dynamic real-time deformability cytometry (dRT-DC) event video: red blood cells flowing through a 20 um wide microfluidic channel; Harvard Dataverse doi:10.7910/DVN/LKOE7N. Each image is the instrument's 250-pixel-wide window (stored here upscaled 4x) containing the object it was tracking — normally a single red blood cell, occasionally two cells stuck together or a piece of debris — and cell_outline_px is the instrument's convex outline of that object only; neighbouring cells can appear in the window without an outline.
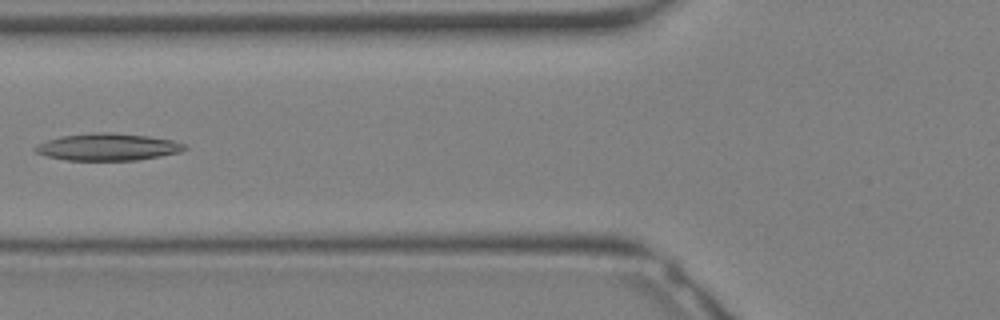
{"species": "Egyptian fruit bat (a non-hibernating species)", "species_latin": "Rousettus aegyptiacus", "temperature_condition": "warm", "stored_images_in_passage": 17, "camera_frame_rate_fps": 3000, "um_per_image_px": 0.085, "animal": {"sex": "female"}, "frame": {"image": 1, "passage_image": 12, "time_ms": 3.667, "image_size_px": [1000, 320], "cell_outline_px": [[188, 148], [180, 152], [160, 156], [136, 160], [68, 160], [48, 156], [36, 152], [32, 148], [36, 144], [60, 136], [92, 132], [112, 132], [148, 136], [172, 140], [188, 144]], "centroid_in_image_um": [9.18, 12.48], "position_along_channel_um": 116.6, "area_um2": 23.7}}
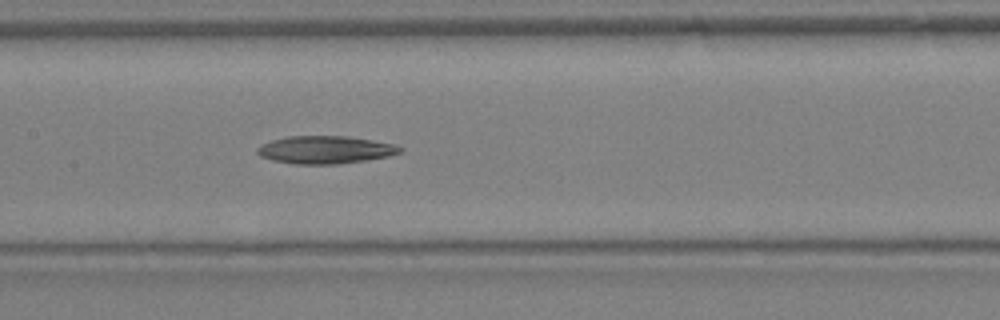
{"frame": {"image": 2, "passage_image": 15, "time_ms": 4.667, "image_size_px": [1000, 320], "cell_outline_px": [[404, 148], [400, 152], [388, 156], [368, 160], [336, 164], [296, 164], [272, 160], [260, 156], [256, 152], [256, 148], [272, 140], [288, 136], [348, 136], [372, 140], [392, 144]], "centroid_in_image_um": [27.64, 12.73], "position_along_channel_um": 179.8, "area_um2": 22.95}}
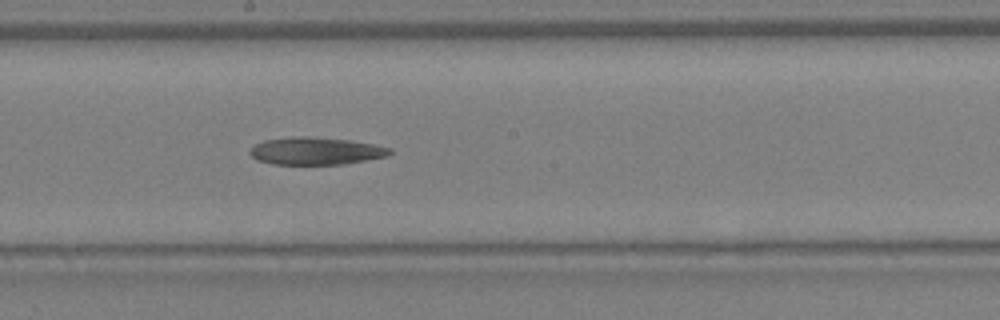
{"frame": {"image": 3, "passage_image": 17, "time_ms": 5.333, "image_size_px": [1000, 320], "cell_outline_px": [[392, 152], [388, 156], [344, 164], [272, 164], [256, 160], [248, 152], [256, 144], [264, 140], [296, 136], [308, 136], [352, 140], [392, 148]], "centroid_in_image_um": [26.85, 12.83], "position_along_channel_um": 221.3, "area_um2": 22.43}}